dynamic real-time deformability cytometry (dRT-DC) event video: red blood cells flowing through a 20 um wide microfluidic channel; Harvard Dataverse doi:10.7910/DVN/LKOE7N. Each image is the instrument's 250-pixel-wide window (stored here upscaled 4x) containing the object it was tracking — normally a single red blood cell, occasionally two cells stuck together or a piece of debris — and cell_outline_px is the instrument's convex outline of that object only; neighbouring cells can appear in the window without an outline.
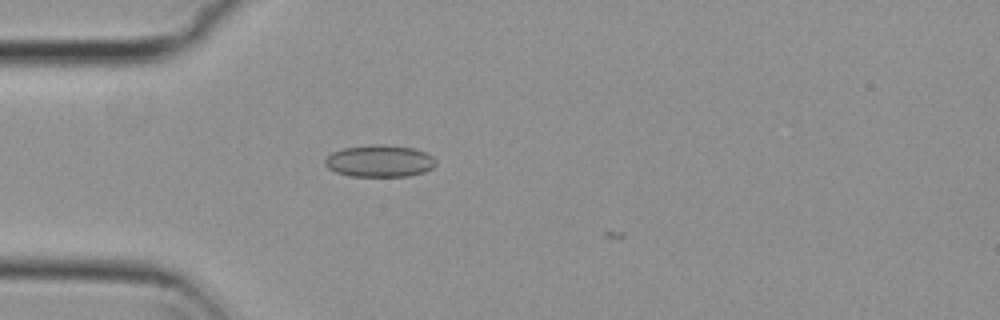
{"species": "common noctule bat (a hibernating species)", "species_latin": "Nyctalus noctula", "temperature_condition": "cold", "stored_images_in_passage": 2, "camera_frame_rate_fps": 3000, "um_per_image_px": 0.085, "animal": {"sex": "female", "body_mass_g": 29.2, "forearm_length_mm": 56.3}, "frame": {"image": 1, "passage_image": 1, "time_ms": 0.0, "image_size_px": [1000, 320], "cell_outline_px": [[436, 164], [432, 168], [424, 172], [408, 176], [348, 176], [336, 172], [328, 168], [324, 164], [324, 160], [332, 152], [344, 148], [372, 144], [380, 144], [416, 148], [432, 156], [436, 160]], "centroid_in_image_um": [32.26, 13.68], "position_along_channel_um": 52.7, "area_um2": 20.75}}